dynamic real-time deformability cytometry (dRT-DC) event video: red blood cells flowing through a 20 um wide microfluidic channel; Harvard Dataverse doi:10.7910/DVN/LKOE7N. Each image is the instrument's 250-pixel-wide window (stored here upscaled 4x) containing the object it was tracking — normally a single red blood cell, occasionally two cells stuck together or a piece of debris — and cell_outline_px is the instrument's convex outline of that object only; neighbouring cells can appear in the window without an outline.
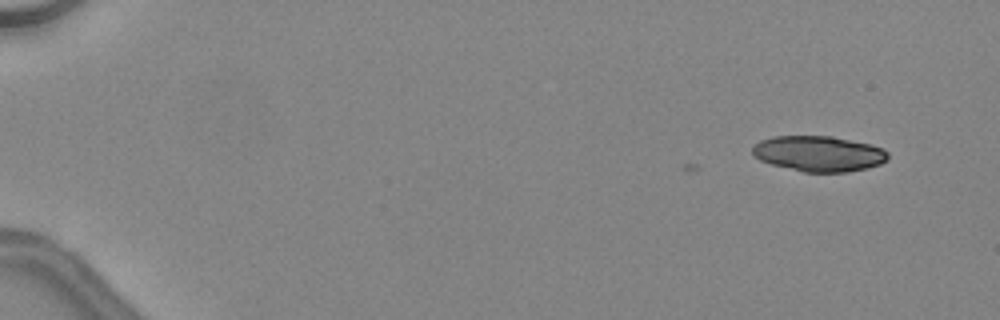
{"species": "common noctule bat (a hibernating species)", "species_latin": "Nyctalus noctula", "temperature_condition": "warm", "stored_images_in_passage": 2, "camera_frame_rate_fps": 3000, "um_per_image_px": 0.085, "animal": {"sex": "female", "body_mass_g": 24.6, "forearm_length_mm": 56.2}, "frame": {"image": 1, "passage_image": 2, "time_ms": 0.333, "image_size_px": [1000, 320], "cell_outline_px": [[888, 160], [880, 164], [868, 168], [848, 172], [804, 172], [772, 164], [760, 160], [752, 152], [752, 144], [760, 140], [772, 136], [832, 136], [868, 144], [884, 148], [888, 152]], "centroid_in_image_um": [69.6, 13.06], "position_along_channel_um": 15.4, "area_um2": 28.15}}